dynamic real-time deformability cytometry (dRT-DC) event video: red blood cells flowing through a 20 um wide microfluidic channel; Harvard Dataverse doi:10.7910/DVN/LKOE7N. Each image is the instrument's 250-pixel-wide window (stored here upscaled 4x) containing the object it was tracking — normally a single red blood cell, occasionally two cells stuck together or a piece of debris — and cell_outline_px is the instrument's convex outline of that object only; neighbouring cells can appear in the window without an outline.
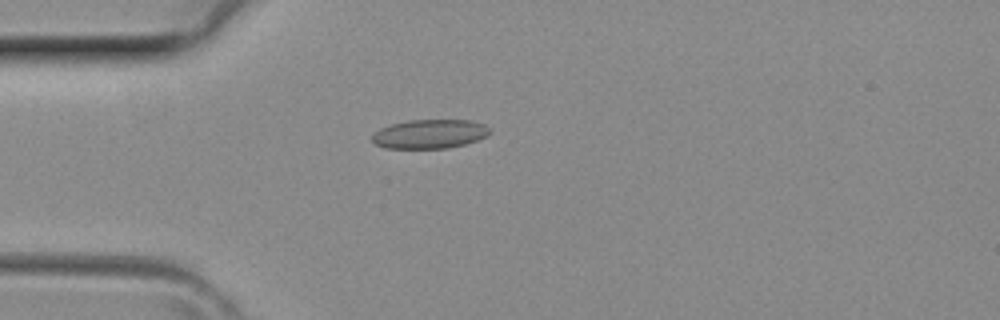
{"species": "common noctule bat (a hibernating species)", "species_latin": "Nyctalus noctula", "temperature_condition": "room temperature", "stored_images_in_passage": 3, "camera_frame_rate_fps": 3000, "um_per_image_px": 0.085, "animal": {"sex": "female", "body_mass_g": 29.2, "forearm_length_mm": 56.3}, "frame": {"image": 1, "passage_image": 3, "time_ms": 0.667, "image_size_px": [1000, 320], "cell_outline_px": [[492, 132], [488, 136], [464, 144], [448, 148], [384, 148], [376, 144], [372, 140], [372, 136], [380, 128], [392, 124], [408, 120], [472, 120], [484, 124]], "centroid_in_image_um": [36.55, 11.38], "position_along_channel_um": 48.5, "area_um2": 19.88}}